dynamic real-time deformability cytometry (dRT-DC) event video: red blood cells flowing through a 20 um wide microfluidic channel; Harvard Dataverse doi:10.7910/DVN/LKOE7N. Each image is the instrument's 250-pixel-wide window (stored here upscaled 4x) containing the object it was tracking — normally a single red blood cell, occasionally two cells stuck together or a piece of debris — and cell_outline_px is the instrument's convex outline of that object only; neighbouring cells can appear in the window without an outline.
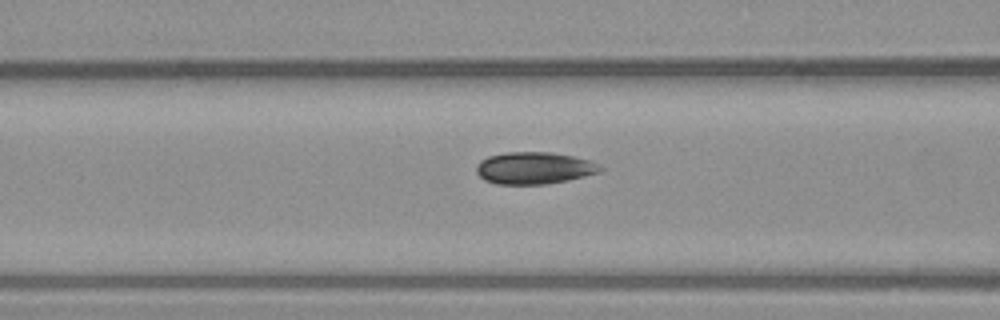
{"species": "common noctule bat (a hibernating species)", "species_latin": "Nyctalus noctula", "temperature_condition": "warm", "stored_images_in_passage": 7, "camera_frame_rate_fps": 3000, "um_per_image_px": 0.085, "animal": {"sex": "male", "body_mass_g": 23.1, "forearm_length_mm": 52.7}, "frame": {"image": 1, "passage_image": 5, "time_ms": 1.333, "image_size_px": [1000, 320], "cell_outline_px": [[604, 168], [600, 172], [568, 180], [544, 184], [496, 184], [484, 180], [476, 172], [476, 164], [480, 160], [488, 156], [508, 152], [552, 152], [572, 156], [588, 160]], "centroid_in_image_um": [45.36, 14.28], "position_along_channel_um": 121.2, "area_um2": 23.06}}